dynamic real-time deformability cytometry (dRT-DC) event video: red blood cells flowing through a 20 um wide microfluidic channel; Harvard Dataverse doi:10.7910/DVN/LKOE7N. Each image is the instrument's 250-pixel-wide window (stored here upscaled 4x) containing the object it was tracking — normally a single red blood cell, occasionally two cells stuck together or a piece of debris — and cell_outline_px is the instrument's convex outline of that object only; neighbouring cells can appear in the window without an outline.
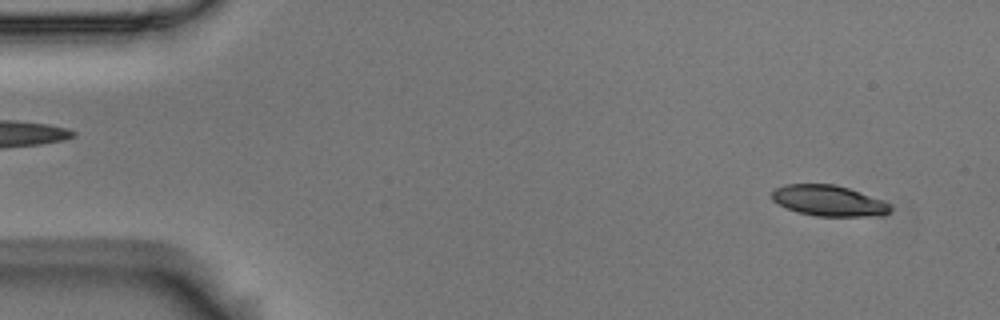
{"species": "Egyptian fruit bat (a non-hibernating species)", "species_latin": "Rousettus aegyptiacus", "temperature_condition": "room temperature", "stored_images_in_passage": 55, "camera_frame_rate_fps": 3000, "um_per_image_px": 0.085, "animal": {"sex": "male"}, "frame": {"image": 1, "passage_image": 3, "time_ms": 0.667, "image_size_px": [1000, 320], "cell_outline_px": [[892, 208], [884, 216], [816, 216], [796, 212], [772, 200], [772, 192], [776, 188], [784, 184], [836, 184], [860, 192], [880, 200], [888, 204]], "centroid_in_image_um": [70.42, 17.06], "position_along_channel_um": 14.6, "area_um2": 21.1}}
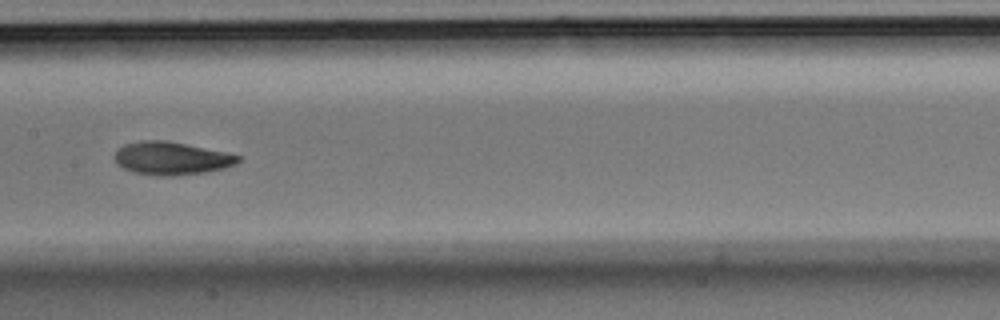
{"frame": {"image": 2, "passage_image": 27, "time_ms": 8.667, "image_size_px": [1000, 320], "cell_outline_px": [[240, 160], [236, 164], [224, 168], [204, 172], [176, 176], [156, 176], [132, 172], [116, 164], [116, 152], [124, 144], [140, 140], [164, 140], [224, 152], [240, 156]], "centroid_in_image_um": [14.55, 13.47], "position_along_channel_um": 192.9, "area_um2": 23.52}}
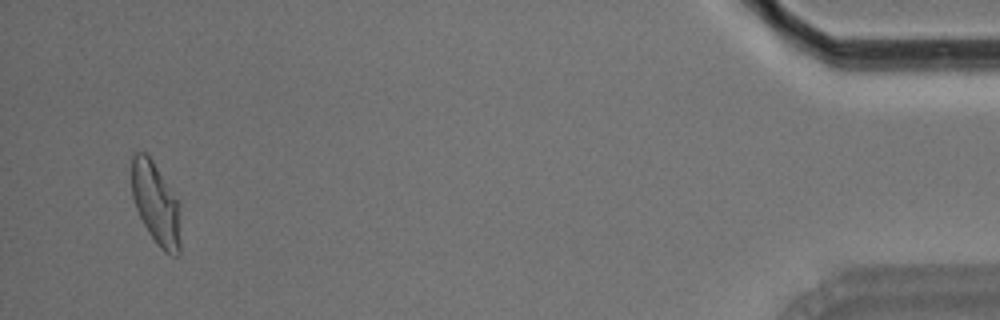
{"frame": {"image": 3, "passage_image": 53, "time_ms": 17.333, "image_size_px": [1000, 320], "cell_outline_px": [[180, 256], [172, 256], [164, 252], [156, 244], [148, 232], [136, 208], [132, 196], [132, 156], [136, 152], [144, 152], [152, 160], [180, 204]], "centroid_in_image_um": [13.27, 17.37], "position_along_channel_um": 421.9, "area_um2": 23.41}, "authors_computed_cell_mechanics": {"area_um2": 23.0622, "velocity_mm_per_s": 3.5681, "shape_relaxation_time_tau1_ms": 4.7651, "shape_relaxation_time_tau2_ms": 3.0765, "deformation_change_tau1": 0.1631, "deformation_change_tau2": 0.0864}}